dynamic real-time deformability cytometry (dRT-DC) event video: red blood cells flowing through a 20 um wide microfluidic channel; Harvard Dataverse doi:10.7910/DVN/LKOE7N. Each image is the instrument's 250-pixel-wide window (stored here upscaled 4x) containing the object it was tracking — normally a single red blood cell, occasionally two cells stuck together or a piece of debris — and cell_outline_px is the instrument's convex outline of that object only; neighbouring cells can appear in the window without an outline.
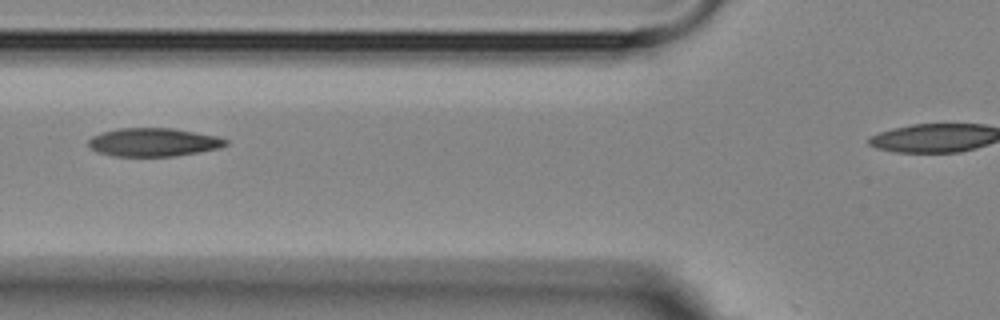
{"species": "Egyptian fruit bat (a non-hibernating species)", "species_latin": "Rousettus aegyptiacus", "temperature_condition": "room temperature", "stored_images_in_passage": 7, "camera_frame_rate_fps": 3000, "um_per_image_px": 0.085, "animal": {"sex": "female"}, "frame": {"image": 1, "passage_image": 2, "time_ms": 1.0, "image_size_px": [1000, 320], "cell_outline_px": [[228, 144], [220, 148], [200, 152], [176, 156], [112, 156], [96, 152], [88, 144], [88, 140], [92, 136], [100, 132], [120, 128], [172, 128], [196, 132], [216, 136], [228, 140]], "centroid_in_image_um": [13.04, 12.09], "position_along_channel_um": 112.8, "area_um2": 22.83}}
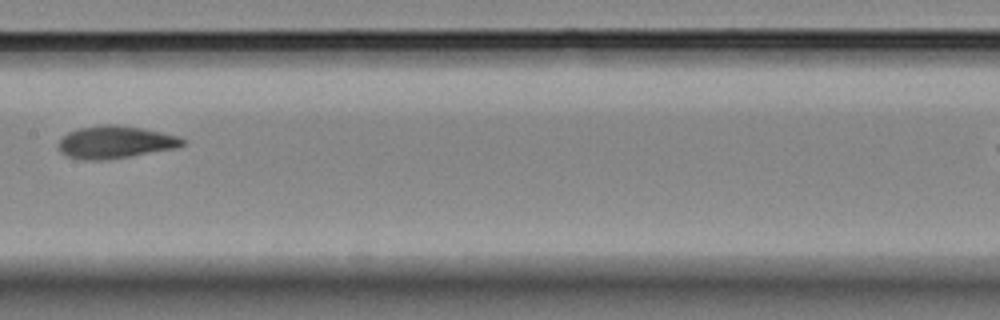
{"frame": {"image": 2, "passage_image": 4, "time_ms": 3.333, "image_size_px": [1000, 320], "cell_outline_px": [[184, 144], [176, 148], [108, 160], [80, 160], [68, 156], [60, 152], [56, 148], [56, 144], [68, 132], [76, 128], [104, 124], [116, 124], [144, 128], [180, 136], [184, 140]], "centroid_in_image_um": [9.76, 12.08], "position_along_channel_um": 197.6, "area_um2": 23.87}}
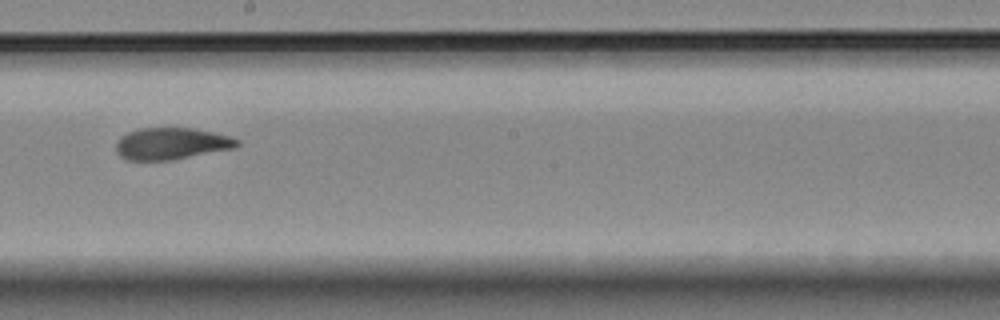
{"frame": {"image": 3, "passage_image": 5, "time_ms": 4.333, "image_size_px": [1000, 320], "cell_outline_px": [[240, 144], [236, 148], [172, 160], [128, 160], [120, 156], [116, 152], [116, 140], [120, 136], [128, 132], [140, 128], [192, 128], [212, 132], [228, 136], [240, 140]], "centroid_in_image_um": [14.56, 12.21], "position_along_channel_um": 233.6, "area_um2": 22.54}}